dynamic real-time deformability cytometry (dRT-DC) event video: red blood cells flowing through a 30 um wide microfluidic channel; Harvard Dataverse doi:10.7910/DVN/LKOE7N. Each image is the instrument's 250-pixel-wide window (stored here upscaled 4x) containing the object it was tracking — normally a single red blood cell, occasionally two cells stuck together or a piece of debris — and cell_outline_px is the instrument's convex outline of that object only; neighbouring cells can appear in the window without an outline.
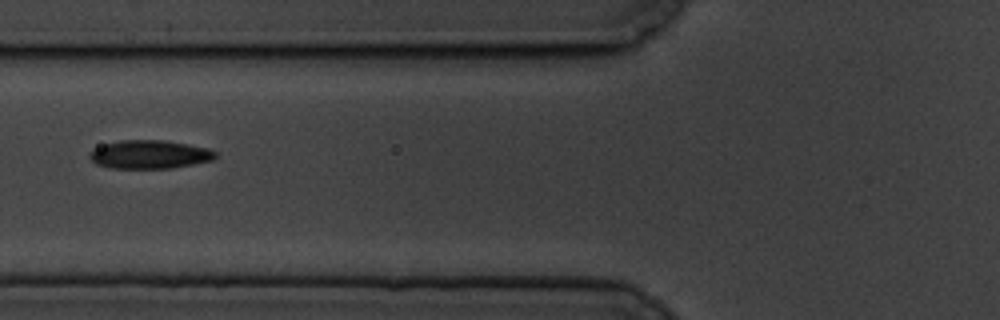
{"species": "common noctule bat (a hibernating species)", "species_latin": "Nyctalus noctula", "temperature_condition": "cold", "stored_images_in_passage": 10, "camera_frame_rate_fps": 3000, "um_per_image_px": 0.085, "animal": {"sex": "male", "body_mass_g": 19.5, "forearm_length_mm": 54.6}, "frame": {"image": 1, "passage_image": 7, "time_ms": 7.0, "image_size_px": [1000, 320], "cell_outline_px": [[216, 156], [212, 160], [172, 168], [108, 168], [96, 164], [88, 156], [92, 148], [104, 144], [120, 140], [164, 140], [188, 144], [208, 148], [216, 152]], "centroid_in_image_um": [12.67, 13.12], "position_along_channel_um": 113.1, "area_um2": 20.92}}
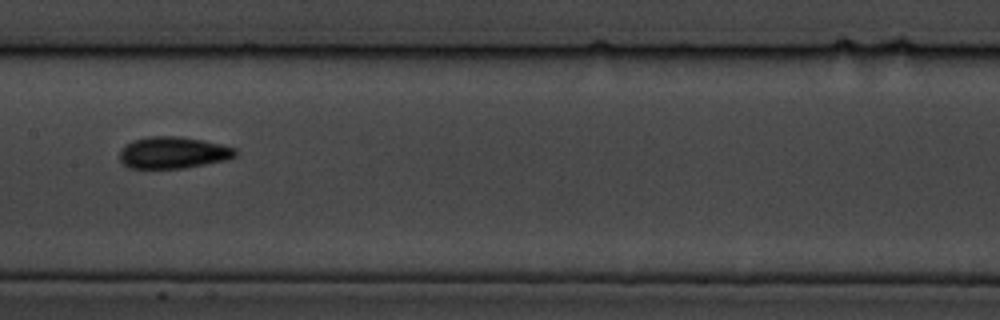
{"frame": {"image": 2, "passage_image": 9, "time_ms": 9.333, "image_size_px": [1000, 320], "cell_outline_px": [[236, 156], [228, 160], [184, 168], [128, 168], [120, 160], [120, 148], [124, 144], [132, 140], [148, 136], [180, 136], [204, 140], [236, 148]], "centroid_in_image_um": [14.7, 12.96], "position_along_channel_um": 192.7, "area_um2": 21.68}}
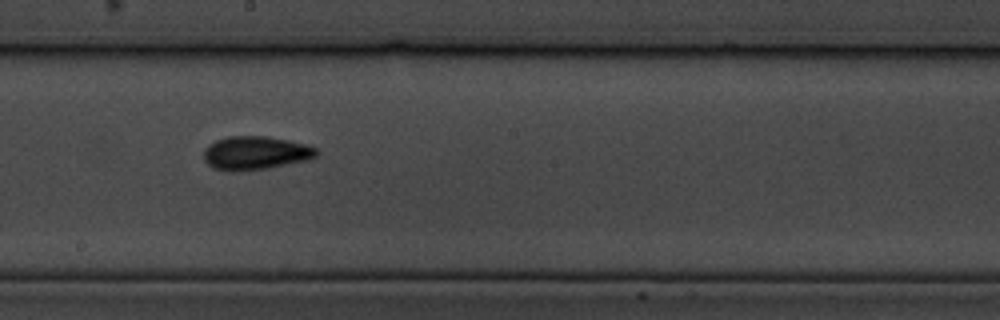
{"frame": {"image": 3, "passage_image": 10, "time_ms": 10.333, "image_size_px": [1000, 320], "cell_outline_px": [[320, 152], [316, 156], [308, 160], [268, 168], [212, 168], [204, 160], [204, 148], [208, 144], [216, 140], [228, 136], [268, 136], [308, 144], [316, 148]], "centroid_in_image_um": [21.77, 12.95], "position_along_channel_um": 226.4, "area_um2": 21.5}}